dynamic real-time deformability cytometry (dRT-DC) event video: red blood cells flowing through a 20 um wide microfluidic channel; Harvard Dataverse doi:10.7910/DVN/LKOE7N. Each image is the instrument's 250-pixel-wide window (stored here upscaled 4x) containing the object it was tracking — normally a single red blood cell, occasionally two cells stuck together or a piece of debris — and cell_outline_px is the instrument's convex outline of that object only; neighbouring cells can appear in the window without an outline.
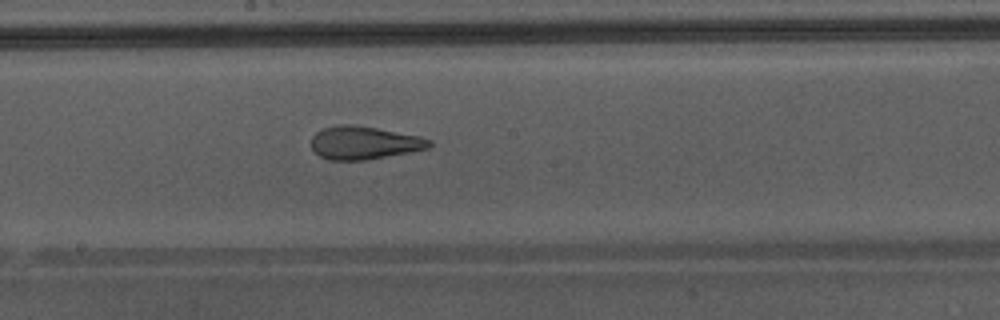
{"species": "Egyptian fruit bat (a non-hibernating species)", "species_latin": "Rousettus aegyptiacus", "temperature_condition": "warm", "stored_images_in_passage": 50, "camera_frame_rate_fps": 3000, "um_per_image_px": 0.085, "animal": {"sex": "male"}, "frame": {"image": 1, "passage_image": 29, "time_ms": 9.333, "image_size_px": [1000, 320], "cell_outline_px": [[432, 144], [428, 148], [368, 160], [328, 160], [320, 156], [312, 148], [312, 136], [316, 132], [324, 128], [336, 124], [356, 124], [420, 136], [432, 140]], "centroid_in_image_um": [30.94, 12.13], "position_along_channel_um": 217.3, "area_um2": 22.83}}